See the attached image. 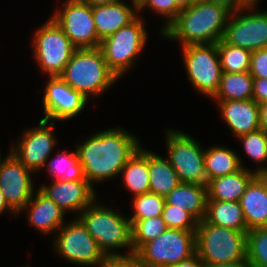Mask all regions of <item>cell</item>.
<instances>
[{
  "label": "cell",
  "instance_id": "obj_13",
  "mask_svg": "<svg viewBox=\"0 0 267 267\" xmlns=\"http://www.w3.org/2000/svg\"><path fill=\"white\" fill-rule=\"evenodd\" d=\"M56 122L41 119L36 127L24 129L11 150L34 174L45 168L46 162L57 146L53 129Z\"/></svg>",
  "mask_w": 267,
  "mask_h": 267
},
{
  "label": "cell",
  "instance_id": "obj_15",
  "mask_svg": "<svg viewBox=\"0 0 267 267\" xmlns=\"http://www.w3.org/2000/svg\"><path fill=\"white\" fill-rule=\"evenodd\" d=\"M34 176L15 155L9 150L0 161V190L9 207L19 215L31 200L34 189Z\"/></svg>",
  "mask_w": 267,
  "mask_h": 267
},
{
  "label": "cell",
  "instance_id": "obj_17",
  "mask_svg": "<svg viewBox=\"0 0 267 267\" xmlns=\"http://www.w3.org/2000/svg\"><path fill=\"white\" fill-rule=\"evenodd\" d=\"M37 189L65 213L74 212L76 217L97 199L96 189L87 180H52L50 184H41Z\"/></svg>",
  "mask_w": 267,
  "mask_h": 267
},
{
  "label": "cell",
  "instance_id": "obj_28",
  "mask_svg": "<svg viewBox=\"0 0 267 267\" xmlns=\"http://www.w3.org/2000/svg\"><path fill=\"white\" fill-rule=\"evenodd\" d=\"M254 78L249 72H223L213 100H250L253 95Z\"/></svg>",
  "mask_w": 267,
  "mask_h": 267
},
{
  "label": "cell",
  "instance_id": "obj_45",
  "mask_svg": "<svg viewBox=\"0 0 267 267\" xmlns=\"http://www.w3.org/2000/svg\"><path fill=\"white\" fill-rule=\"evenodd\" d=\"M82 3L88 4L90 6H97V5H104V4H109L113 2H117L119 0H78Z\"/></svg>",
  "mask_w": 267,
  "mask_h": 267
},
{
  "label": "cell",
  "instance_id": "obj_25",
  "mask_svg": "<svg viewBox=\"0 0 267 267\" xmlns=\"http://www.w3.org/2000/svg\"><path fill=\"white\" fill-rule=\"evenodd\" d=\"M204 220L217 226L247 232L243 210L237 201L207 200Z\"/></svg>",
  "mask_w": 267,
  "mask_h": 267
},
{
  "label": "cell",
  "instance_id": "obj_44",
  "mask_svg": "<svg viewBox=\"0 0 267 267\" xmlns=\"http://www.w3.org/2000/svg\"><path fill=\"white\" fill-rule=\"evenodd\" d=\"M8 211L11 215H17L8 205L6 202L4 195L2 194V191L0 190V215L3 214V212Z\"/></svg>",
  "mask_w": 267,
  "mask_h": 267
},
{
  "label": "cell",
  "instance_id": "obj_8",
  "mask_svg": "<svg viewBox=\"0 0 267 267\" xmlns=\"http://www.w3.org/2000/svg\"><path fill=\"white\" fill-rule=\"evenodd\" d=\"M167 158L180 182L207 186L204 167L205 149L190 134L176 129H166Z\"/></svg>",
  "mask_w": 267,
  "mask_h": 267
},
{
  "label": "cell",
  "instance_id": "obj_48",
  "mask_svg": "<svg viewBox=\"0 0 267 267\" xmlns=\"http://www.w3.org/2000/svg\"><path fill=\"white\" fill-rule=\"evenodd\" d=\"M248 3H259L260 0H246Z\"/></svg>",
  "mask_w": 267,
  "mask_h": 267
},
{
  "label": "cell",
  "instance_id": "obj_1",
  "mask_svg": "<svg viewBox=\"0 0 267 267\" xmlns=\"http://www.w3.org/2000/svg\"><path fill=\"white\" fill-rule=\"evenodd\" d=\"M140 146L138 137L116 126L92 134L75 147L85 178L94 187L95 183L119 177Z\"/></svg>",
  "mask_w": 267,
  "mask_h": 267
},
{
  "label": "cell",
  "instance_id": "obj_39",
  "mask_svg": "<svg viewBox=\"0 0 267 267\" xmlns=\"http://www.w3.org/2000/svg\"><path fill=\"white\" fill-rule=\"evenodd\" d=\"M252 99L258 104L267 102V79L254 78Z\"/></svg>",
  "mask_w": 267,
  "mask_h": 267
},
{
  "label": "cell",
  "instance_id": "obj_27",
  "mask_svg": "<svg viewBox=\"0 0 267 267\" xmlns=\"http://www.w3.org/2000/svg\"><path fill=\"white\" fill-rule=\"evenodd\" d=\"M123 184L133 197L149 192L148 149L142 145L121 169Z\"/></svg>",
  "mask_w": 267,
  "mask_h": 267
},
{
  "label": "cell",
  "instance_id": "obj_46",
  "mask_svg": "<svg viewBox=\"0 0 267 267\" xmlns=\"http://www.w3.org/2000/svg\"><path fill=\"white\" fill-rule=\"evenodd\" d=\"M196 0H174L176 5L182 10L184 8L189 7Z\"/></svg>",
  "mask_w": 267,
  "mask_h": 267
},
{
  "label": "cell",
  "instance_id": "obj_29",
  "mask_svg": "<svg viewBox=\"0 0 267 267\" xmlns=\"http://www.w3.org/2000/svg\"><path fill=\"white\" fill-rule=\"evenodd\" d=\"M46 167L50 177L52 176V180H86L76 148L73 152L68 150L58 151V155L56 154L51 161L47 160L45 169Z\"/></svg>",
  "mask_w": 267,
  "mask_h": 267
},
{
  "label": "cell",
  "instance_id": "obj_7",
  "mask_svg": "<svg viewBox=\"0 0 267 267\" xmlns=\"http://www.w3.org/2000/svg\"><path fill=\"white\" fill-rule=\"evenodd\" d=\"M33 36V56L40 70L47 77L59 76L77 47L51 17L34 31Z\"/></svg>",
  "mask_w": 267,
  "mask_h": 267
},
{
  "label": "cell",
  "instance_id": "obj_5",
  "mask_svg": "<svg viewBox=\"0 0 267 267\" xmlns=\"http://www.w3.org/2000/svg\"><path fill=\"white\" fill-rule=\"evenodd\" d=\"M196 254L205 266L232 263L246 258L247 232L232 230L206 222H198Z\"/></svg>",
  "mask_w": 267,
  "mask_h": 267
},
{
  "label": "cell",
  "instance_id": "obj_18",
  "mask_svg": "<svg viewBox=\"0 0 267 267\" xmlns=\"http://www.w3.org/2000/svg\"><path fill=\"white\" fill-rule=\"evenodd\" d=\"M226 126L237 138L260 129L259 104L250 100H214Z\"/></svg>",
  "mask_w": 267,
  "mask_h": 267
},
{
  "label": "cell",
  "instance_id": "obj_16",
  "mask_svg": "<svg viewBox=\"0 0 267 267\" xmlns=\"http://www.w3.org/2000/svg\"><path fill=\"white\" fill-rule=\"evenodd\" d=\"M43 90L42 119L47 121H68L77 117L85 109L88 100L74 90L59 76H49Z\"/></svg>",
  "mask_w": 267,
  "mask_h": 267
},
{
  "label": "cell",
  "instance_id": "obj_2",
  "mask_svg": "<svg viewBox=\"0 0 267 267\" xmlns=\"http://www.w3.org/2000/svg\"><path fill=\"white\" fill-rule=\"evenodd\" d=\"M233 9V5L223 0H196L179 12L161 37L178 41L181 47L218 43L224 37Z\"/></svg>",
  "mask_w": 267,
  "mask_h": 267
},
{
  "label": "cell",
  "instance_id": "obj_32",
  "mask_svg": "<svg viewBox=\"0 0 267 267\" xmlns=\"http://www.w3.org/2000/svg\"><path fill=\"white\" fill-rule=\"evenodd\" d=\"M165 206V197L155 193H144L133 197V215L128 217L131 225L137 220L161 216Z\"/></svg>",
  "mask_w": 267,
  "mask_h": 267
},
{
  "label": "cell",
  "instance_id": "obj_30",
  "mask_svg": "<svg viewBox=\"0 0 267 267\" xmlns=\"http://www.w3.org/2000/svg\"><path fill=\"white\" fill-rule=\"evenodd\" d=\"M217 48L223 72H249L251 51L228 44L224 39L217 43Z\"/></svg>",
  "mask_w": 267,
  "mask_h": 267
},
{
  "label": "cell",
  "instance_id": "obj_21",
  "mask_svg": "<svg viewBox=\"0 0 267 267\" xmlns=\"http://www.w3.org/2000/svg\"><path fill=\"white\" fill-rule=\"evenodd\" d=\"M254 178V170L242 167L232 174L210 180L207 183L208 200L240 202L247 186Z\"/></svg>",
  "mask_w": 267,
  "mask_h": 267
},
{
  "label": "cell",
  "instance_id": "obj_33",
  "mask_svg": "<svg viewBox=\"0 0 267 267\" xmlns=\"http://www.w3.org/2000/svg\"><path fill=\"white\" fill-rule=\"evenodd\" d=\"M246 258L252 267H267V227L247 231Z\"/></svg>",
  "mask_w": 267,
  "mask_h": 267
},
{
  "label": "cell",
  "instance_id": "obj_41",
  "mask_svg": "<svg viewBox=\"0 0 267 267\" xmlns=\"http://www.w3.org/2000/svg\"><path fill=\"white\" fill-rule=\"evenodd\" d=\"M260 129L267 133V102L259 104Z\"/></svg>",
  "mask_w": 267,
  "mask_h": 267
},
{
  "label": "cell",
  "instance_id": "obj_40",
  "mask_svg": "<svg viewBox=\"0 0 267 267\" xmlns=\"http://www.w3.org/2000/svg\"><path fill=\"white\" fill-rule=\"evenodd\" d=\"M171 267H206L201 258L195 253L187 260L181 261L180 263Z\"/></svg>",
  "mask_w": 267,
  "mask_h": 267
},
{
  "label": "cell",
  "instance_id": "obj_19",
  "mask_svg": "<svg viewBox=\"0 0 267 267\" xmlns=\"http://www.w3.org/2000/svg\"><path fill=\"white\" fill-rule=\"evenodd\" d=\"M28 213V223L44 235L55 233L66 223V213L38 189L20 213Z\"/></svg>",
  "mask_w": 267,
  "mask_h": 267
},
{
  "label": "cell",
  "instance_id": "obj_6",
  "mask_svg": "<svg viewBox=\"0 0 267 267\" xmlns=\"http://www.w3.org/2000/svg\"><path fill=\"white\" fill-rule=\"evenodd\" d=\"M143 19L139 14L128 25L101 41L100 49L107 66L118 80L133 68L146 46L149 33L146 31Z\"/></svg>",
  "mask_w": 267,
  "mask_h": 267
},
{
  "label": "cell",
  "instance_id": "obj_37",
  "mask_svg": "<svg viewBox=\"0 0 267 267\" xmlns=\"http://www.w3.org/2000/svg\"><path fill=\"white\" fill-rule=\"evenodd\" d=\"M250 75L267 79V47L251 53Z\"/></svg>",
  "mask_w": 267,
  "mask_h": 267
},
{
  "label": "cell",
  "instance_id": "obj_9",
  "mask_svg": "<svg viewBox=\"0 0 267 267\" xmlns=\"http://www.w3.org/2000/svg\"><path fill=\"white\" fill-rule=\"evenodd\" d=\"M55 235L54 251L72 265L98 267L106 259L78 217L67 220Z\"/></svg>",
  "mask_w": 267,
  "mask_h": 267
},
{
  "label": "cell",
  "instance_id": "obj_38",
  "mask_svg": "<svg viewBox=\"0 0 267 267\" xmlns=\"http://www.w3.org/2000/svg\"><path fill=\"white\" fill-rule=\"evenodd\" d=\"M98 267H145L134 253L125 256H108Z\"/></svg>",
  "mask_w": 267,
  "mask_h": 267
},
{
  "label": "cell",
  "instance_id": "obj_47",
  "mask_svg": "<svg viewBox=\"0 0 267 267\" xmlns=\"http://www.w3.org/2000/svg\"><path fill=\"white\" fill-rule=\"evenodd\" d=\"M223 1H226V2L230 3L234 7H237V6H240V5H244V4H248V2L246 0H223Z\"/></svg>",
  "mask_w": 267,
  "mask_h": 267
},
{
  "label": "cell",
  "instance_id": "obj_3",
  "mask_svg": "<svg viewBox=\"0 0 267 267\" xmlns=\"http://www.w3.org/2000/svg\"><path fill=\"white\" fill-rule=\"evenodd\" d=\"M99 202L98 199H95L78 215V218L87 228L89 234L97 241L106 257L134 254L131 222L127 218L128 216L118 212V209L114 210L112 207L102 205ZM122 248L129 250L123 254L119 252V249ZM117 249L118 252H116Z\"/></svg>",
  "mask_w": 267,
  "mask_h": 267
},
{
  "label": "cell",
  "instance_id": "obj_43",
  "mask_svg": "<svg viewBox=\"0 0 267 267\" xmlns=\"http://www.w3.org/2000/svg\"><path fill=\"white\" fill-rule=\"evenodd\" d=\"M207 267H252V265L249 263L247 258H245L243 260L235 261L232 263H224V264L212 265V266H207Z\"/></svg>",
  "mask_w": 267,
  "mask_h": 267
},
{
  "label": "cell",
  "instance_id": "obj_24",
  "mask_svg": "<svg viewBox=\"0 0 267 267\" xmlns=\"http://www.w3.org/2000/svg\"><path fill=\"white\" fill-rule=\"evenodd\" d=\"M209 148V149H208ZM205 149L204 167L207 183L218 177L232 174L245 167L241 156L229 147L212 145Z\"/></svg>",
  "mask_w": 267,
  "mask_h": 267
},
{
  "label": "cell",
  "instance_id": "obj_36",
  "mask_svg": "<svg viewBox=\"0 0 267 267\" xmlns=\"http://www.w3.org/2000/svg\"><path fill=\"white\" fill-rule=\"evenodd\" d=\"M138 15L144 9L154 11L159 17L165 18L161 33L176 19L181 9L176 5L174 0H137Z\"/></svg>",
  "mask_w": 267,
  "mask_h": 267
},
{
  "label": "cell",
  "instance_id": "obj_23",
  "mask_svg": "<svg viewBox=\"0 0 267 267\" xmlns=\"http://www.w3.org/2000/svg\"><path fill=\"white\" fill-rule=\"evenodd\" d=\"M247 231L267 227V190L254 178L240 199Z\"/></svg>",
  "mask_w": 267,
  "mask_h": 267
},
{
  "label": "cell",
  "instance_id": "obj_31",
  "mask_svg": "<svg viewBox=\"0 0 267 267\" xmlns=\"http://www.w3.org/2000/svg\"><path fill=\"white\" fill-rule=\"evenodd\" d=\"M162 216L137 220L131 225L132 245L134 253H136L145 243L156 239L166 231Z\"/></svg>",
  "mask_w": 267,
  "mask_h": 267
},
{
  "label": "cell",
  "instance_id": "obj_35",
  "mask_svg": "<svg viewBox=\"0 0 267 267\" xmlns=\"http://www.w3.org/2000/svg\"><path fill=\"white\" fill-rule=\"evenodd\" d=\"M161 216L168 229L184 231H196L197 229L198 221L186 210L175 205L165 204Z\"/></svg>",
  "mask_w": 267,
  "mask_h": 267
},
{
  "label": "cell",
  "instance_id": "obj_10",
  "mask_svg": "<svg viewBox=\"0 0 267 267\" xmlns=\"http://www.w3.org/2000/svg\"><path fill=\"white\" fill-rule=\"evenodd\" d=\"M196 231L166 229L135 254L145 267H171L196 253Z\"/></svg>",
  "mask_w": 267,
  "mask_h": 267
},
{
  "label": "cell",
  "instance_id": "obj_14",
  "mask_svg": "<svg viewBox=\"0 0 267 267\" xmlns=\"http://www.w3.org/2000/svg\"><path fill=\"white\" fill-rule=\"evenodd\" d=\"M50 16L77 48L100 47L92 6L78 0H66Z\"/></svg>",
  "mask_w": 267,
  "mask_h": 267
},
{
  "label": "cell",
  "instance_id": "obj_20",
  "mask_svg": "<svg viewBox=\"0 0 267 267\" xmlns=\"http://www.w3.org/2000/svg\"><path fill=\"white\" fill-rule=\"evenodd\" d=\"M132 6L123 0L92 7V15L98 38H104L128 25L138 16L137 0H130Z\"/></svg>",
  "mask_w": 267,
  "mask_h": 267
},
{
  "label": "cell",
  "instance_id": "obj_4",
  "mask_svg": "<svg viewBox=\"0 0 267 267\" xmlns=\"http://www.w3.org/2000/svg\"><path fill=\"white\" fill-rule=\"evenodd\" d=\"M59 77L87 100L101 96L118 81L100 47L77 48Z\"/></svg>",
  "mask_w": 267,
  "mask_h": 267
},
{
  "label": "cell",
  "instance_id": "obj_26",
  "mask_svg": "<svg viewBox=\"0 0 267 267\" xmlns=\"http://www.w3.org/2000/svg\"><path fill=\"white\" fill-rule=\"evenodd\" d=\"M149 192L166 197L180 180L167 157L148 150Z\"/></svg>",
  "mask_w": 267,
  "mask_h": 267
},
{
  "label": "cell",
  "instance_id": "obj_34",
  "mask_svg": "<svg viewBox=\"0 0 267 267\" xmlns=\"http://www.w3.org/2000/svg\"><path fill=\"white\" fill-rule=\"evenodd\" d=\"M245 155H248L250 160L256 163V169L262 168L267 162V133L259 129L255 132L248 133L238 137Z\"/></svg>",
  "mask_w": 267,
  "mask_h": 267
},
{
  "label": "cell",
  "instance_id": "obj_12",
  "mask_svg": "<svg viewBox=\"0 0 267 267\" xmlns=\"http://www.w3.org/2000/svg\"><path fill=\"white\" fill-rule=\"evenodd\" d=\"M181 49L189 81L198 93L212 100L223 73L217 43L186 45Z\"/></svg>",
  "mask_w": 267,
  "mask_h": 267
},
{
  "label": "cell",
  "instance_id": "obj_42",
  "mask_svg": "<svg viewBox=\"0 0 267 267\" xmlns=\"http://www.w3.org/2000/svg\"><path fill=\"white\" fill-rule=\"evenodd\" d=\"M255 178L259 181V183L267 190V166L256 169L254 171Z\"/></svg>",
  "mask_w": 267,
  "mask_h": 267
},
{
  "label": "cell",
  "instance_id": "obj_22",
  "mask_svg": "<svg viewBox=\"0 0 267 267\" xmlns=\"http://www.w3.org/2000/svg\"><path fill=\"white\" fill-rule=\"evenodd\" d=\"M207 200V186L180 182L165 197V204L186 210L199 222L205 217Z\"/></svg>",
  "mask_w": 267,
  "mask_h": 267
},
{
  "label": "cell",
  "instance_id": "obj_11",
  "mask_svg": "<svg viewBox=\"0 0 267 267\" xmlns=\"http://www.w3.org/2000/svg\"><path fill=\"white\" fill-rule=\"evenodd\" d=\"M258 7V3L234 7L223 37L228 44L251 52L267 47V10L259 12Z\"/></svg>",
  "mask_w": 267,
  "mask_h": 267
}]
</instances>
